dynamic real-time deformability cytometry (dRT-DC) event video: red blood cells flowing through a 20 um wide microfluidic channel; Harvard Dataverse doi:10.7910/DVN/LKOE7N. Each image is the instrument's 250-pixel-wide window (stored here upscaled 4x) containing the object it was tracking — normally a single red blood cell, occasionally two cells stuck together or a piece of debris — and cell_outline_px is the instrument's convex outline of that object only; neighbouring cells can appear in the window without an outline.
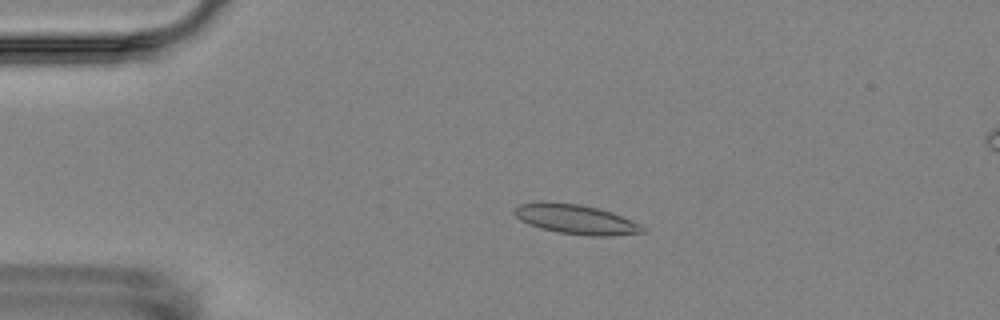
{"species": "Egyptian fruit bat (a non-hibernating species)", "species_latin": "Rousettus aegyptiacus", "temperature_condition": "room temperature", "stored_images_in_passage": 6, "camera_frame_rate_fps": 3000, "um_per_image_px": 0.085, "animal": {"sex": "female"}, "frame": {"image": 1, "passage_image": 4, "time_ms": 3.333, "image_size_px": [1000, 320], "cell_outline_px": [[648, 232], [608, 236], [588, 236], [560, 232], [540, 228], [528, 224], [520, 220], [512, 212], [520, 204], [540, 200], [580, 204], [612, 212], [632, 220], [640, 224]], "centroid_in_image_um": [48.93, 18.63], "position_along_channel_um": 36.1, "area_um2": 22.31}}